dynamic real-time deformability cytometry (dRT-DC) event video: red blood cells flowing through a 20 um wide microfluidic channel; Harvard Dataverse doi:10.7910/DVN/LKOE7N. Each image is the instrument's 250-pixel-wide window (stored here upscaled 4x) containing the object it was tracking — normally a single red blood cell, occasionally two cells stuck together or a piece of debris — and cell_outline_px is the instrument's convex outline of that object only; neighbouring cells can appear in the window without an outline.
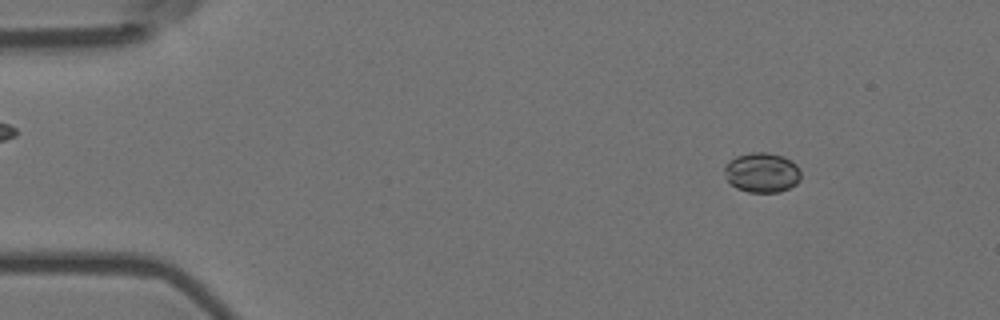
{"species": "Egyptian fruit bat (a non-hibernating species)", "species_latin": "Rousettus aegyptiacus", "temperature_condition": "room temperature", "stored_images_in_passage": 4, "camera_frame_rate_fps": 3000, "um_per_image_px": 0.085, "animal": {"sex": "female"}, "frame": {"image": 1, "passage_image": 2, "time_ms": 0.333, "image_size_px": [1000, 320], "cell_outline_px": [[800, 180], [796, 184], [780, 192], [748, 192], [736, 188], [728, 180], [724, 172], [724, 164], [736, 156], [752, 152], [768, 152], [784, 156], [796, 164], [800, 172]], "centroid_in_image_um": [64.76, 14.66], "position_along_channel_um": 20.2, "area_um2": 17.8}}
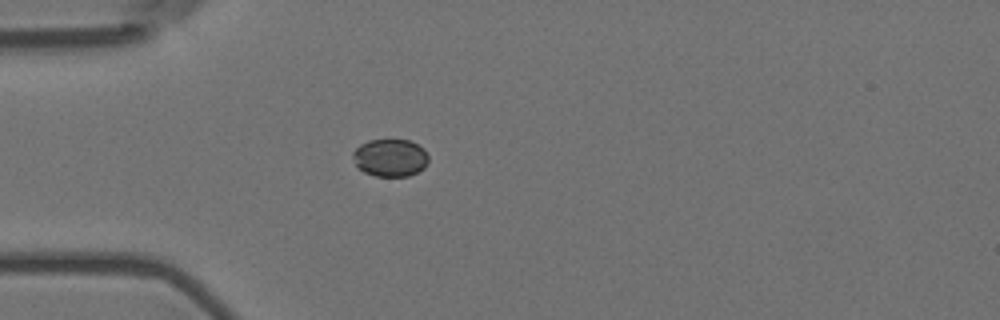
{"frame": {"image": 2, "passage_image": 4, "time_ms": 1.0, "image_size_px": [1000, 320], "cell_outline_px": [[428, 160], [424, 168], [408, 176], [376, 176], [364, 172], [356, 164], [352, 156], [352, 152], [360, 144], [368, 140], [408, 140], [424, 148], [428, 156]], "centroid_in_image_um": [33.16, 13.4], "position_along_channel_um": 51.8, "area_um2": 16.47}}